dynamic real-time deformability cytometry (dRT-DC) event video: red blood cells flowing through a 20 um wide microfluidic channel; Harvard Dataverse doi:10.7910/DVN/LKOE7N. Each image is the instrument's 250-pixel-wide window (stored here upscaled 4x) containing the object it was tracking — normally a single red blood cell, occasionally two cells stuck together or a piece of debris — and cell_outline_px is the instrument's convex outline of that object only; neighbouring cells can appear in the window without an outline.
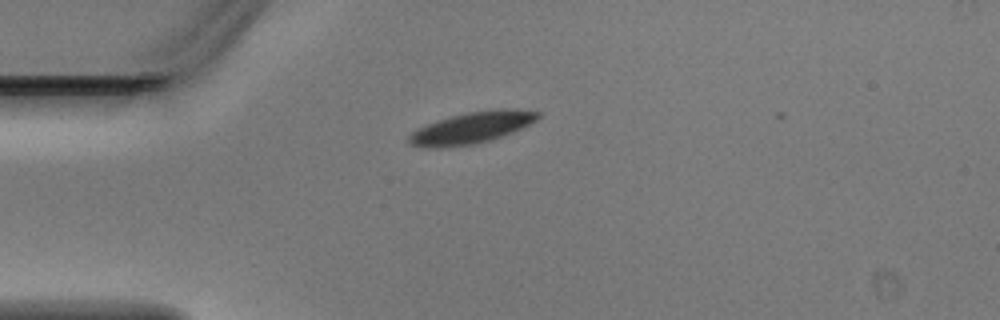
{"species": "Egyptian fruit bat (a non-hibernating species)", "species_latin": "Rousettus aegyptiacus", "temperature_condition": "warm", "stored_images_in_passage": 1, "camera_frame_rate_fps": 3000, "um_per_image_px": 0.085, "animal": {"sex": "male"}, "frame": {"image": 1, "passage_image": 1, "time_ms": 0.0, "image_size_px": [1000, 320], "cell_outline_px": [[544, 112], [536, 120], [512, 132], [476, 144], [440, 148], [424, 148], [408, 144], [408, 136], [416, 128], [436, 120], [464, 112], [496, 108], [516, 108]], "centroid_in_image_um": [40.06, 10.84], "position_along_channel_um": 44.9, "area_um2": 24.1}}